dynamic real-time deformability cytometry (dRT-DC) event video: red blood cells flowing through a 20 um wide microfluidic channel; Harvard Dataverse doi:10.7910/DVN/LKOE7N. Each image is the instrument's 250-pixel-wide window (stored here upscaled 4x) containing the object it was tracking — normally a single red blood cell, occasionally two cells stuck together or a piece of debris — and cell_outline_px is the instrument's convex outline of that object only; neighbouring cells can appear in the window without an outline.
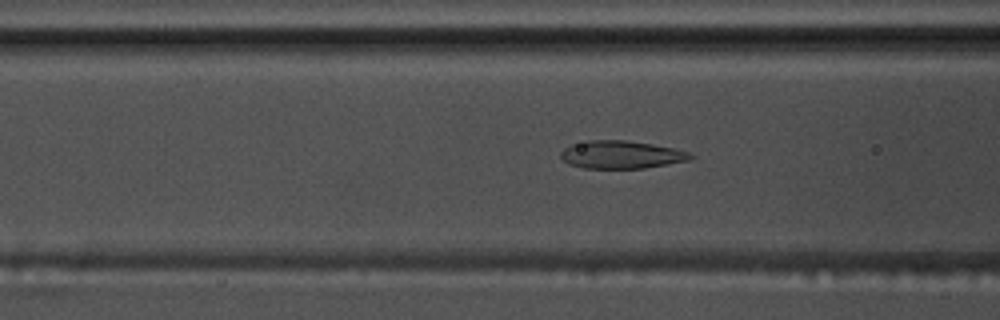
{"species": "common noctule bat (a hibernating species)", "species_latin": "Nyctalus noctula", "temperature_condition": "warm", "stored_images_in_passage": 54, "camera_frame_rate_fps": 3000, "um_per_image_px": 0.085, "animal": {"sex": "male", "body_mass_g": 17.5, "forearm_length_mm": 52.3}, "frame": {"image": 1, "passage_image": 20, "time_ms": 6.333, "image_size_px": [1000, 320], "cell_outline_px": [[696, 156], [688, 160], [668, 164], [644, 168], [584, 168], [568, 164], [560, 156], [560, 152], [564, 148], [572, 144], [588, 140], [624, 140], [652, 144], [672, 148], [688, 152]], "centroid_in_image_um": [52.78, 13.14], "position_along_channel_um": 113.8, "area_um2": 20.92}}
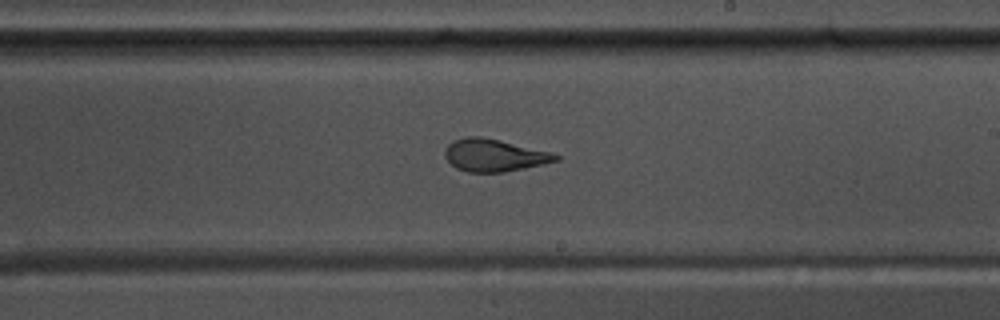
{"frame": {"image": 2, "passage_image": 31, "time_ms": 10.0, "image_size_px": [1000, 320], "cell_outline_px": [[560, 160], [544, 164], [504, 172], [468, 172], [456, 168], [444, 156], [444, 152], [448, 144], [452, 140], [464, 136], [480, 136], [500, 140], [552, 152], [560, 156]], "centroid_in_image_um": [42.0, 13.19], "position_along_channel_um": 247.0, "area_um2": 21.04}}
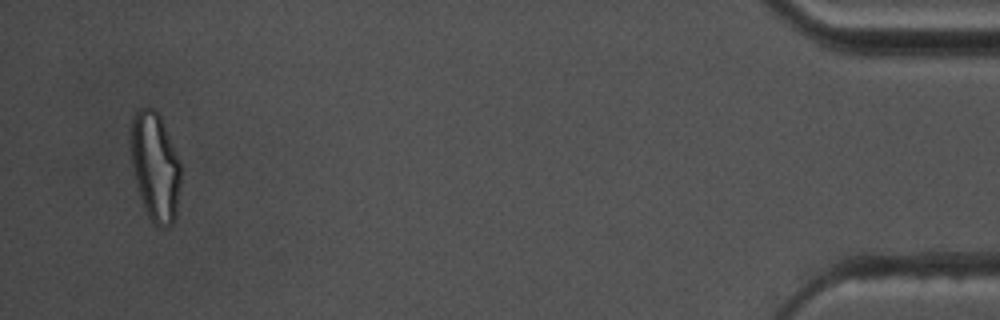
{"frame": {"image": 3, "passage_image": 52, "time_ms": 17.0, "image_size_px": [1000, 320], "cell_outline_px": [[180, 184], [176, 216], [172, 224], [168, 228], [160, 228], [148, 216], [140, 196], [132, 164], [132, 116], [140, 108], [152, 108], [160, 116], [164, 124], [180, 160]], "centroid_in_image_um": [13.22, 14.19], "position_along_channel_um": 422.0, "area_um2": 31.21}, "authors_computed_cell_mechanics": {"area_um2": 22.1952, "velocity_mm_per_s": 3.6388, "shape_relaxation_time_tau1_ms": 6.9523, "shape_relaxation_time_tau2_ms": 1.1819, "deformation_change_tau1": 0.2175, "deformation_change_tau2": 0.0916}}